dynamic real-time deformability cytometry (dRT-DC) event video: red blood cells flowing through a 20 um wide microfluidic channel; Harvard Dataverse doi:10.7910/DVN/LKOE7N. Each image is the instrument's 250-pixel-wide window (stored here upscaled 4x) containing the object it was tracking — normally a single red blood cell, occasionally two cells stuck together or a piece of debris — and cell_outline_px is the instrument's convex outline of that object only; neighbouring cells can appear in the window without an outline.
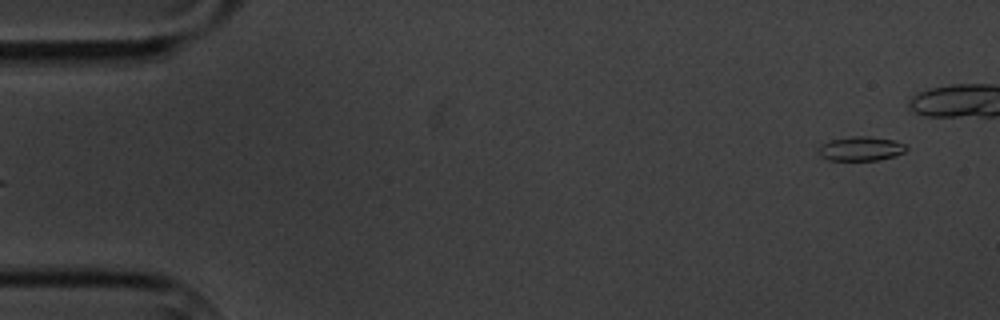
{"species": "common noctule bat (a hibernating species)", "species_latin": "Nyctalus noctula", "temperature_condition": "cold", "stored_images_in_passage": 4, "camera_frame_rate_fps": 3000, "um_per_image_px": 0.085, "animal": {"sex": "male", "body_mass_g": 20.1, "forearm_length_mm": 53.5}, "frame": {"image": 1, "passage_image": 4, "time_ms": 3.667, "image_size_px": [1000, 320], "cell_outline_px": [[908, 148], [904, 152], [896, 156], [876, 160], [828, 160], [820, 156], [816, 148], [820, 144], [828, 140], [852, 136], [868, 136], [896, 140], [904, 144]], "centroid_in_image_um": [73.13, 12.63], "position_along_channel_um": 11.9, "area_um2": 12.66}}